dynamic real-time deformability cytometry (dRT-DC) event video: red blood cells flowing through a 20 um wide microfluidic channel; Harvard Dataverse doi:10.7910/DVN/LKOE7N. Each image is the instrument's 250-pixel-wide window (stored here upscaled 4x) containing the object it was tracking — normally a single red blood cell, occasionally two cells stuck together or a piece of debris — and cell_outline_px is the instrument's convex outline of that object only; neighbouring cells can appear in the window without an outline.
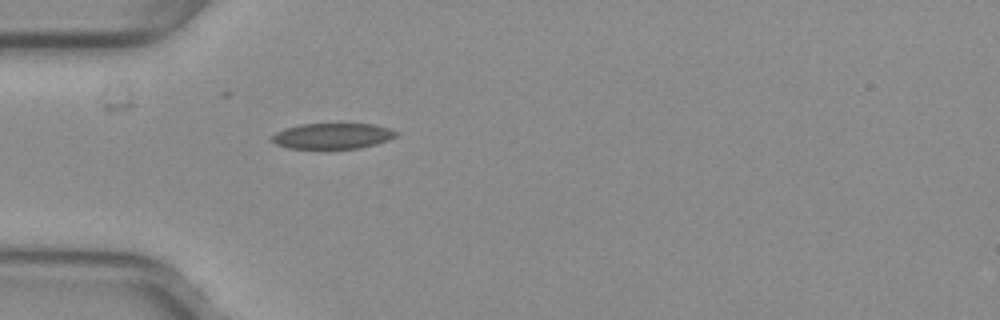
{"species": "common noctule bat (a hibernating species)", "species_latin": "Nyctalus noctula", "temperature_condition": "warm", "stored_images_in_passage": 37, "camera_frame_rate_fps": 3000, "um_per_image_px": 0.085, "animal": {"sex": "female", "body_mass_g": 29.2, "forearm_length_mm": 56.3}, "frame": {"image": 1, "passage_image": 1, "time_ms": 0.0, "image_size_px": [1000, 320], "cell_outline_px": [[400, 132], [396, 136], [388, 140], [376, 144], [360, 148], [288, 148], [276, 144], [272, 140], [272, 136], [276, 132], [284, 128], [300, 124], [372, 124], [388, 128]], "centroid_in_image_um": [28.27, 11.55], "position_along_channel_um": 56.7, "area_um2": 18.5}}
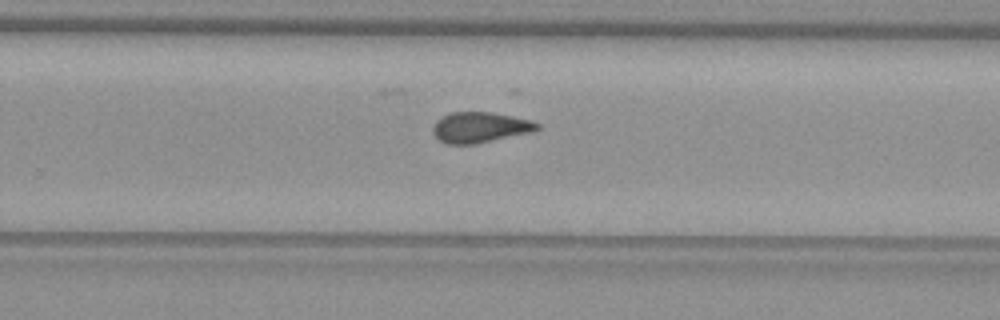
{"frame": {"image": 2, "passage_image": 19, "time_ms": 6.0, "image_size_px": [1000, 320], "cell_outline_px": [[540, 128], [532, 132], [476, 144], [444, 144], [432, 132], [432, 128], [436, 120], [452, 112], [492, 112], [532, 120], [540, 124]], "centroid_in_image_um": [40.81, 10.83], "position_along_channel_um": 289.0, "area_um2": 18.67}}
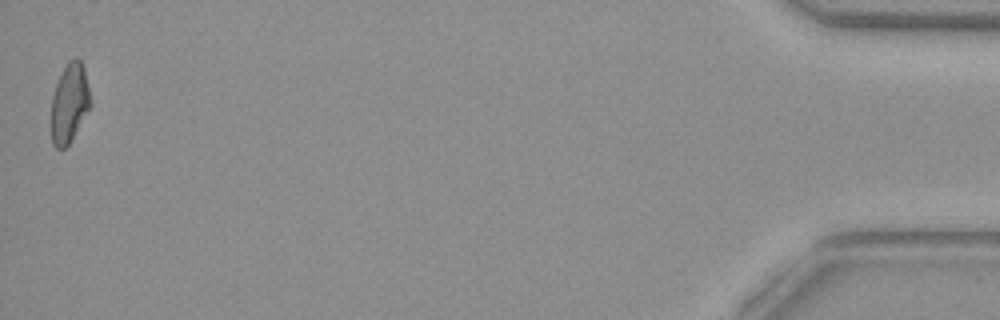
{"frame": {"image": 3, "passage_image": 37, "time_ms": 12.0, "image_size_px": [1000, 320], "cell_outline_px": [[92, 104], [68, 144], [64, 148], [56, 148], [52, 144], [52, 96], [56, 84], [68, 60], [76, 56], [80, 60], [84, 68]], "centroid_in_image_um": [5.91, 8.73], "position_along_channel_um": 429.3, "area_um2": 17.8}, "authors_computed_cell_mechanics": {"area_um2": 18.6116, "velocity_mm_per_s": 3.9703, "shape_relaxation_time_tau1_ms": null, "shape_relaxation_time_tau2_ms": 1.5661, "deformation_change_tau1": null, "deformation_change_tau2": 0.0898}}